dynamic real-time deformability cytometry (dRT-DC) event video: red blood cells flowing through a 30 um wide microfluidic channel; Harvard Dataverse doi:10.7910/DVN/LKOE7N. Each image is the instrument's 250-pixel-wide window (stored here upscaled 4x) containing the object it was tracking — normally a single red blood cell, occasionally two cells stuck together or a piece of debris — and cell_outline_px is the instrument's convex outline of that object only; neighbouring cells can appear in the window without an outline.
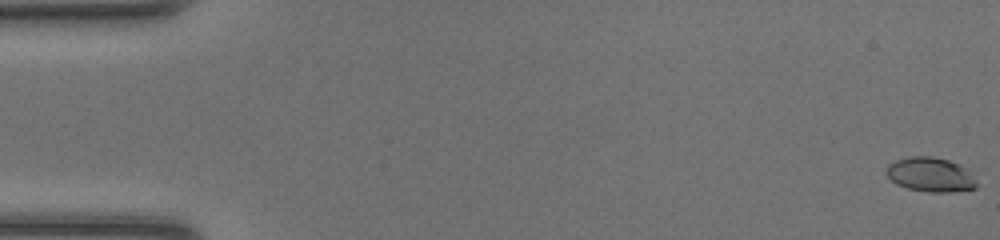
{"species": "common noctule bat (a hibernating species)", "species_latin": "Nyctalus noctula", "temperature_condition": "room temperature", "stored_images_in_passage": 49, "camera_frame_rate_fps": 3000, "um_per_image_px": 0.085, "animal": {"sex": "female", "body_mass_g": 20.0, "forearm_length_mm": 54.0}, "frame": {"image": 1, "passage_image": 1, "time_ms": 0.0, "image_size_px": [1000, 240], "cell_outline_px": [[976, 188], [948, 192], [928, 192], [908, 188], [896, 184], [888, 176], [888, 164], [896, 160], [912, 156], [932, 156], [948, 160], [964, 168], [976, 184]], "centroid_in_image_um": [79.04, 14.84], "position_along_channel_um": 6.0, "area_um2": 17.51}}
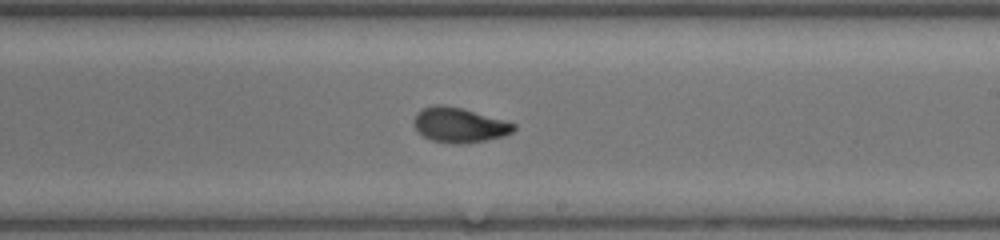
{"frame": {"image": 2, "passage_image": 29, "time_ms": 9.333, "image_size_px": [1000, 240], "cell_outline_px": [[516, 128], [512, 132], [504, 136], [464, 144], [452, 144], [432, 140], [424, 136], [412, 124], [412, 120], [416, 112], [432, 104], [440, 104], [464, 108], [504, 120], [516, 124]], "centroid_in_image_um": [39.02, 10.61], "position_along_channel_um": 250.0, "area_um2": 20.46}}
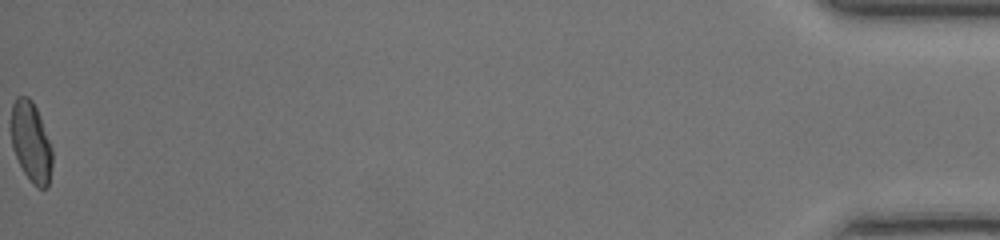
{"frame": {"image": 3, "passage_image": 49, "time_ms": 16.0, "image_size_px": [1000, 240], "cell_outline_px": [[52, 164], [48, 188], [40, 188], [32, 184], [24, 172], [12, 148], [12, 104], [16, 96], [28, 96], [32, 100], [40, 116], [52, 148]], "centroid_in_image_um": [2.65, 12.07], "position_along_channel_um": 432.5, "area_um2": 19.13}, "authors_computed_cell_mechanics": {"area_um2": 19.4208, "velocity_mm_per_s": 4.3445, "shape_relaxation_time_tau1_ms": 7.3086, "shape_relaxation_time_tau2_ms": 1.3424, "deformation_change_tau1": 0.2599, "deformation_change_tau2": 0.0594}}